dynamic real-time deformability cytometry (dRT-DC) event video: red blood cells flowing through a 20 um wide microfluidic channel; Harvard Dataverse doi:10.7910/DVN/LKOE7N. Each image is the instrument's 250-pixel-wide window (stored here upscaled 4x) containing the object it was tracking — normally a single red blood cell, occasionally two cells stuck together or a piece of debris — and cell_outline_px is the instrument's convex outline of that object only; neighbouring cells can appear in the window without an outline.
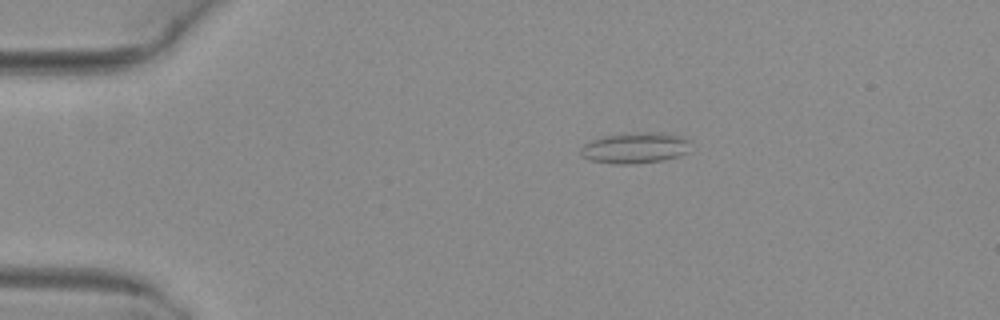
{"species": "common noctule bat (a hibernating species)", "species_latin": "Nyctalus noctula", "temperature_condition": "warm", "stored_images_in_passage": 5, "camera_frame_rate_fps": 3000, "um_per_image_px": 0.085, "animal": {"sex": "female", "body_mass_g": 29.2, "forearm_length_mm": 56.3}, "frame": {"image": 1, "passage_image": 2, "time_ms": 0.333, "image_size_px": [1000, 320], "cell_outline_px": [[688, 152], [680, 156], [660, 160], [628, 164], [616, 164], [588, 160], [580, 156], [580, 148], [584, 144], [592, 140], [604, 136], [644, 132], [660, 132], [680, 136], [688, 140]], "centroid_in_image_um": [53.94, 12.58], "position_along_channel_um": 31.1, "area_um2": 19.59}}
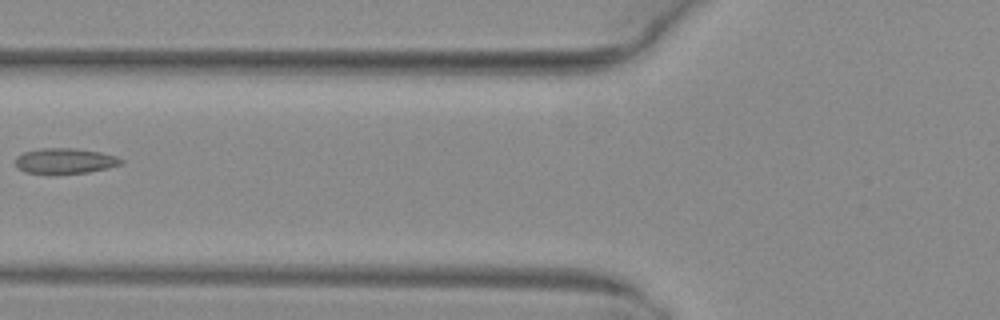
{"frame": {"image": 2, "passage_image": 5, "time_ms": 1.333, "image_size_px": [1000, 320], "cell_outline_px": [[124, 164], [108, 168], [88, 172], [52, 176], [24, 172], [16, 168], [16, 156], [24, 152], [40, 148], [76, 148], [100, 152], [116, 156], [124, 160]], "centroid_in_image_um": [5.5, 13.71], "position_along_channel_um": 120.3, "area_um2": 16.36}}